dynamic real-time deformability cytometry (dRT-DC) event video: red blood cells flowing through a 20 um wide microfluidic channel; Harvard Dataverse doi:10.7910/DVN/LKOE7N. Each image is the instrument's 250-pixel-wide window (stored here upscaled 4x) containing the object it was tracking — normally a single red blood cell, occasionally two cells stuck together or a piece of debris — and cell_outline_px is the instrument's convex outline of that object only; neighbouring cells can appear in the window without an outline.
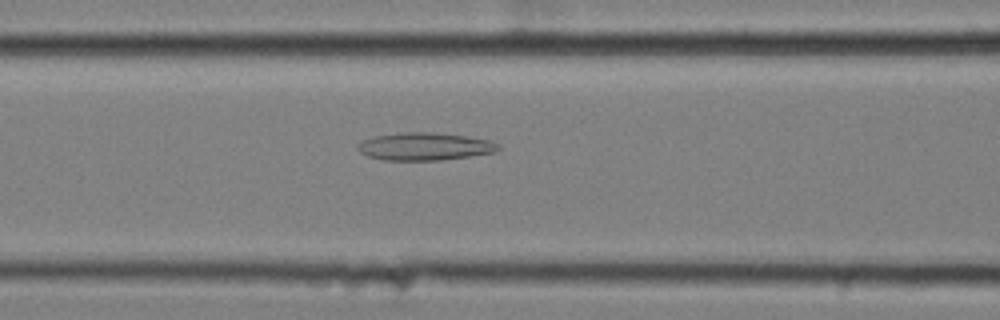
{"species": "common noctule bat (a hibernating species)", "species_latin": "Nyctalus noctula", "temperature_condition": "cold", "stored_images_in_passage": 55, "camera_frame_rate_fps": 3000, "um_per_image_px": 0.085, "animal": {"sex": "female", "body_mass_g": 25.1}, "frame": {"image": 1, "passage_image": 21, "time_ms": 6.667, "image_size_px": [1000, 320], "cell_outline_px": [[500, 148], [496, 152], [440, 160], [384, 160], [368, 156], [360, 152], [356, 148], [356, 144], [364, 140], [376, 136], [404, 132], [432, 132], [464, 136], [492, 140], [500, 144]], "centroid_in_image_um": [36.11, 12.45], "position_along_channel_um": 130.5, "area_um2": 22.6}}
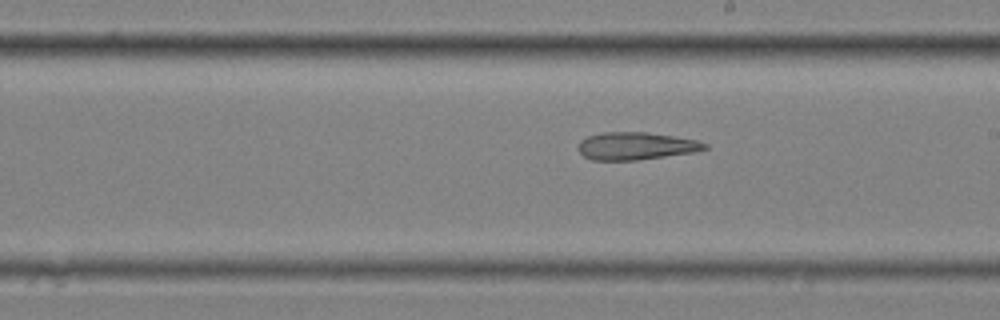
{"frame": {"image": 2, "passage_image": 30, "time_ms": 9.667, "image_size_px": [1000, 320], "cell_outline_px": [[708, 148], [696, 152], [636, 160], [592, 160], [584, 156], [576, 148], [580, 140], [588, 136], [604, 132], [648, 132], [696, 140], [708, 144]], "centroid_in_image_um": [54.04, 12.41], "position_along_channel_um": 235.0, "area_um2": 20.35}}
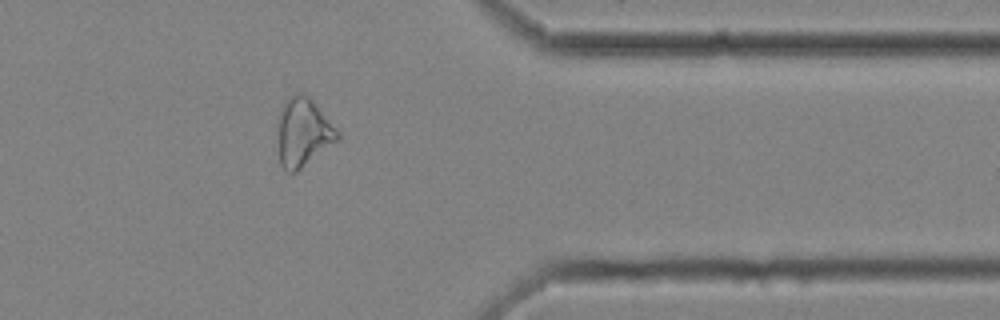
{"frame": {"image": 3, "passage_image": 44, "time_ms": 14.333, "image_size_px": [1000, 320], "cell_outline_px": [[340, 136], [336, 140], [296, 172], [288, 172], [280, 164], [276, 124], [276, 120], [284, 100], [300, 92], [304, 92], [316, 104], [340, 132]], "centroid_in_image_um": [25.72, 11.21], "position_along_channel_um": 385.7, "area_um2": 23.81}, "authors_computed_cell_mechanics": {"area_um2": 25.0274, "velocity_mm_per_s": 3.4927, "shape_relaxation_time_tau1_ms": null, "shape_relaxation_time_tau2_ms": 11.2943, "deformation_change_tau1": null, "deformation_change_tau2": 0.2615}}